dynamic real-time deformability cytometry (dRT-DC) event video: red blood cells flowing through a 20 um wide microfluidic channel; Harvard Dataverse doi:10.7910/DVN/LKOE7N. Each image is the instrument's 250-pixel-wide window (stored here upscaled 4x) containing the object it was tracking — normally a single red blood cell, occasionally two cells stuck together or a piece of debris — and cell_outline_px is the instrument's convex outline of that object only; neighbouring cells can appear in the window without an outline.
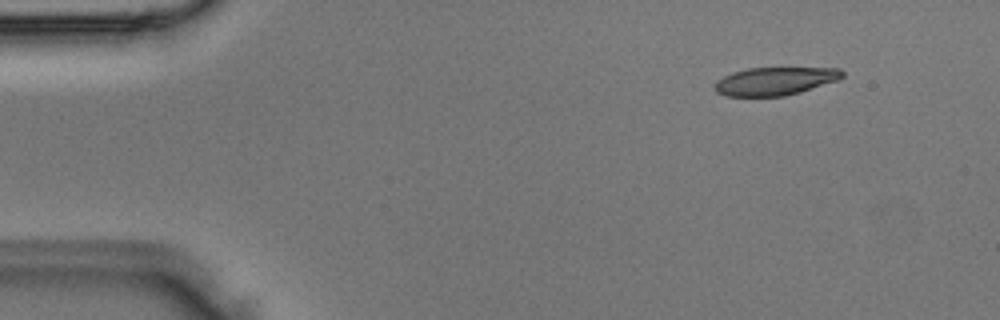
{"species": "Egyptian fruit bat (a non-hibernating species)", "species_latin": "Rousettus aegyptiacus", "temperature_condition": "room temperature", "stored_images_in_passage": 3, "camera_frame_rate_fps": 3000, "um_per_image_px": 0.085, "animal": {"sex": "male"}, "frame": {"image": 1, "passage_image": 1, "time_ms": 0.0, "image_size_px": [1000, 320], "cell_outline_px": [[844, 76], [840, 80], [800, 92], [784, 96], [728, 96], [716, 92], [716, 80], [732, 72], [748, 68], [840, 68], [844, 72]], "centroid_in_image_um": [65.92, 6.89], "position_along_channel_um": 19.1, "area_um2": 20.87}}